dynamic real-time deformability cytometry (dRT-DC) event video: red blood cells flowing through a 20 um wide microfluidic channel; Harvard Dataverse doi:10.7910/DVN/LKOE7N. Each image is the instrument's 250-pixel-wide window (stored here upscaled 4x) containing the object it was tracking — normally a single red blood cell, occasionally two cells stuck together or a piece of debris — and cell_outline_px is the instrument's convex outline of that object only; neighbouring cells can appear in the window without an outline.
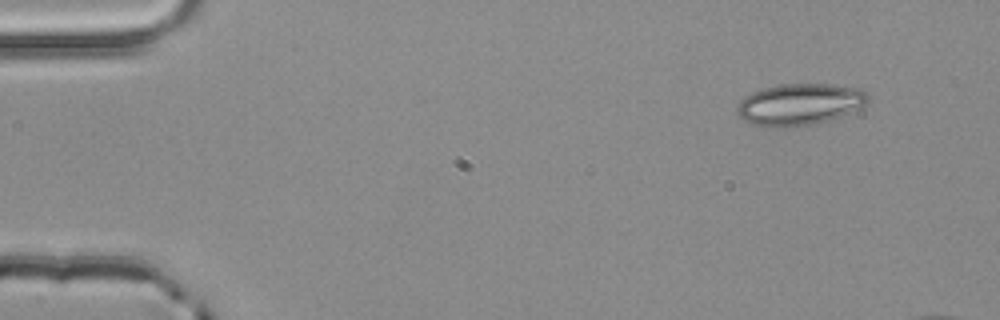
{"species": "common noctule bat (a hibernating species)", "species_latin": "Nyctalus noctula", "temperature_condition": "room temperature", "stored_images_in_passage": 4, "camera_frame_rate_fps": 3000, "um_per_image_px": 0.085, "animal": {"sex": "male", "body_mass_g": 20.4}, "frame": {"image": 1, "passage_image": 1, "time_ms": 0.0, "image_size_px": [1000, 320], "cell_outline_px": [[872, 96], [864, 104], [836, 116], [824, 120], [808, 124], [784, 128], [776, 128], [748, 124], [736, 112], [736, 108], [740, 100], [752, 92], [760, 88], [780, 84], [832, 84], [860, 88], [868, 92]], "centroid_in_image_um": [67.89, 8.85], "position_along_channel_um": 17.1, "area_um2": 31.5}}